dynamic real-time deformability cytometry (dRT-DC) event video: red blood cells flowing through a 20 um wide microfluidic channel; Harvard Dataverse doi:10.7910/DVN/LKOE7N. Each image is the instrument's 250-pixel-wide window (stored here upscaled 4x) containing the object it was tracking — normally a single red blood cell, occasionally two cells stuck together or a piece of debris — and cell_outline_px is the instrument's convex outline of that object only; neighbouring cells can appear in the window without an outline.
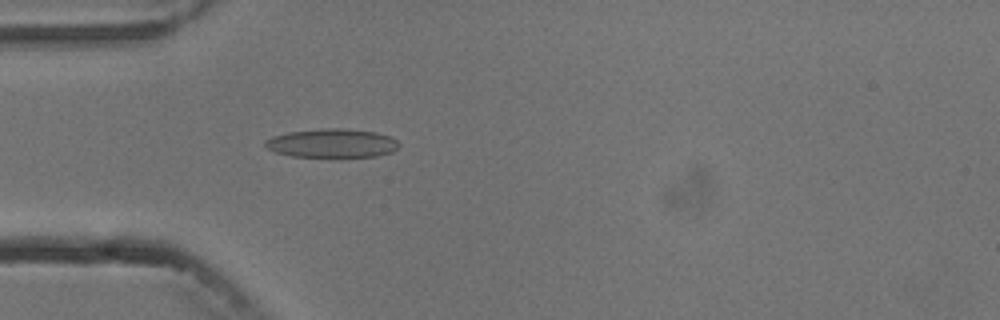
{"species": "common noctule bat (a hibernating species)", "species_latin": "Nyctalus noctula", "temperature_condition": "cold", "stored_images_in_passage": 4, "camera_frame_rate_fps": 3000, "um_per_image_px": 0.085, "animal": {"sex": "male", "body_mass_g": 13.3}, "frame": {"image": 1, "passage_image": 4, "time_ms": 4.333, "image_size_px": [1000, 320], "cell_outline_px": [[400, 144], [392, 152], [376, 156], [292, 156], [276, 152], [268, 148], [264, 144], [264, 140], [272, 136], [288, 132], [320, 128], [344, 128], [376, 132], [392, 136]], "centroid_in_image_um": [28.23, 12.15], "position_along_channel_um": 56.8, "area_um2": 22.37}}